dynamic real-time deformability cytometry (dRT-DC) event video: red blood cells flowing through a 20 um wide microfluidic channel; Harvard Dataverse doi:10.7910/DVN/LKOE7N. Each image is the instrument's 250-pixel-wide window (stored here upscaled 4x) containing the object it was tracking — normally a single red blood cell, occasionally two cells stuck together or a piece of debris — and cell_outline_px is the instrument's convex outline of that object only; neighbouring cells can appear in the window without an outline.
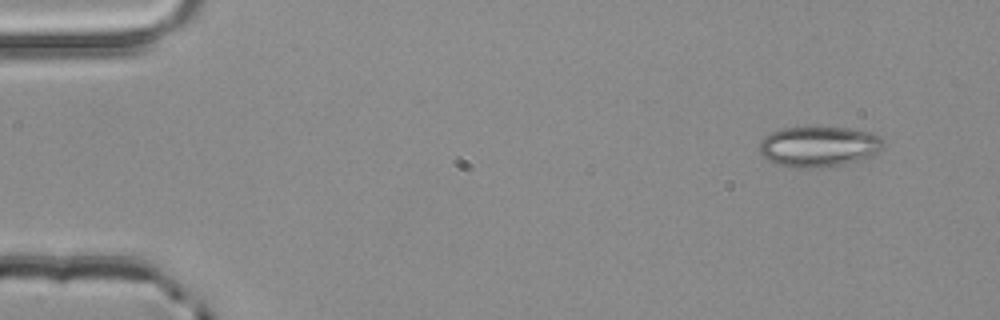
{"species": "common noctule bat (a hibernating species)", "species_latin": "Nyctalus noctula", "temperature_condition": "room temperature", "stored_images_in_passage": 4, "camera_frame_rate_fps": 3000, "um_per_image_px": 0.085, "animal": {"sex": "male", "body_mass_g": 20.4}, "frame": {"image": 1, "passage_image": 1, "time_ms": 0.0, "image_size_px": [1000, 320], "cell_outline_px": [[884, 144], [872, 156], [840, 164], [820, 168], [788, 168], [776, 164], [768, 160], [760, 152], [760, 140], [764, 136], [772, 132], [784, 128], [848, 128], [868, 132], [880, 136], [884, 140]], "centroid_in_image_um": [69.56, 12.47], "position_along_channel_um": 15.4, "area_um2": 29.02}}